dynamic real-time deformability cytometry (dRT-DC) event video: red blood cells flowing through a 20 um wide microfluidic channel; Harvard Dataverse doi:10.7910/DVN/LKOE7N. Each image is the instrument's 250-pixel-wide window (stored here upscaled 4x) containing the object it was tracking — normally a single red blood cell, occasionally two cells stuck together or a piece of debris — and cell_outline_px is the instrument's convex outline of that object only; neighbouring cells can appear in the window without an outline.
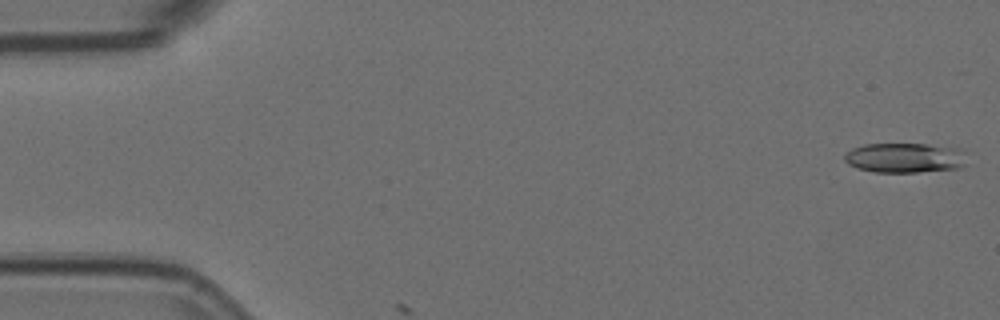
{"species": "Egyptian fruit bat (a non-hibernating species)", "species_latin": "Rousettus aegyptiacus", "temperature_condition": "room temperature", "stored_images_in_passage": 2, "camera_frame_rate_fps": 3000, "um_per_image_px": 0.085, "animal": {"sex": "female"}, "frame": {"image": 1, "passage_image": 1, "time_ms": 0.0, "image_size_px": [1000, 320], "cell_outline_px": [[964, 164], [960, 168], [916, 172], [872, 172], [856, 168], [848, 164], [844, 160], [844, 156], [852, 148], [864, 144], [924, 144], [964, 148]], "centroid_in_image_um": [76.9, 13.41], "position_along_channel_um": 8.1, "area_um2": 21.39}}